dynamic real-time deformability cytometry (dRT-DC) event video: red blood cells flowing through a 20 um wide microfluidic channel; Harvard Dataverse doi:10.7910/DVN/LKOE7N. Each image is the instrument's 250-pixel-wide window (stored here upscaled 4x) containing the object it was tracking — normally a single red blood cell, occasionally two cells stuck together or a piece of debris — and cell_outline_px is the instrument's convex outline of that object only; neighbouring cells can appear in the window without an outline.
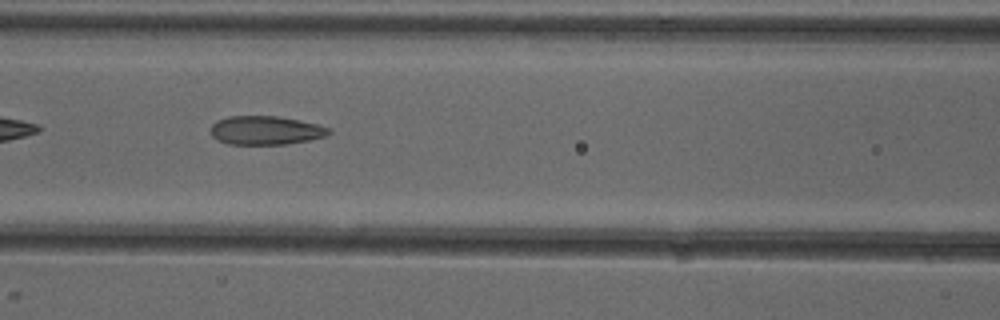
{"species": "common noctule bat (a hibernating species)", "species_latin": "Nyctalus noctula", "temperature_condition": "cold", "stored_images_in_passage": 8, "camera_frame_rate_fps": 3000, "um_per_image_px": 0.085, "animal": {"sex": "female"}, "frame": {"image": 1, "passage_image": 6, "time_ms": 5.667, "image_size_px": [1000, 320], "cell_outline_px": [[332, 132], [328, 136], [308, 140], [284, 144], [228, 144], [216, 140], [212, 136], [212, 124], [216, 120], [228, 116], [276, 116], [300, 120], [332, 128]], "centroid_in_image_um": [22.6, 11.08], "position_along_channel_um": 144.0, "area_um2": 19.88}}
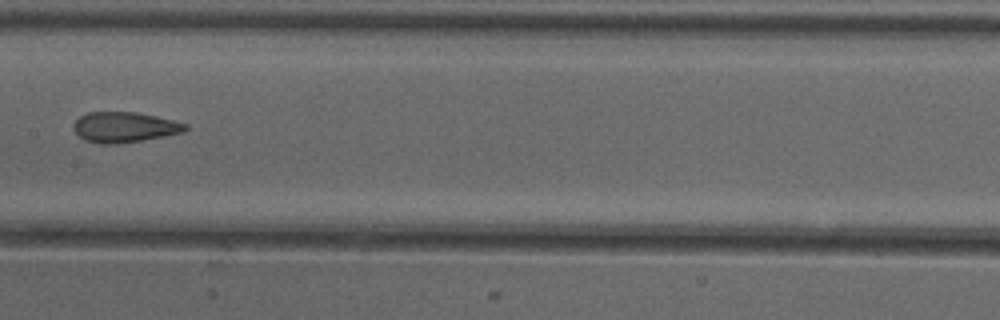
{"frame": {"image": 2, "passage_image": 7, "time_ms": 7.0, "image_size_px": [1000, 320], "cell_outline_px": [[188, 128], [184, 132], [164, 136], [140, 140], [112, 144], [100, 144], [84, 140], [72, 128], [72, 124], [80, 116], [88, 112], [136, 112], [156, 116], [188, 124]], "centroid_in_image_um": [10.56, 10.8], "position_along_channel_um": 196.8, "area_um2": 19.71}}
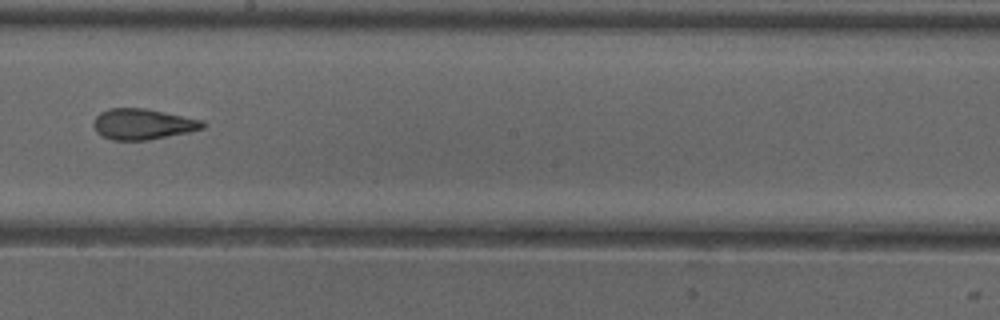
{"frame": {"image": 3, "passage_image": 8, "time_ms": 8.0, "image_size_px": [1000, 320], "cell_outline_px": [[208, 124], [204, 128], [188, 132], [148, 140], [112, 140], [100, 136], [96, 132], [92, 124], [92, 120], [100, 112], [108, 108], [144, 108], [204, 120]], "centroid_in_image_um": [12.11, 10.55], "position_along_channel_um": 236.1, "area_um2": 19.83}}